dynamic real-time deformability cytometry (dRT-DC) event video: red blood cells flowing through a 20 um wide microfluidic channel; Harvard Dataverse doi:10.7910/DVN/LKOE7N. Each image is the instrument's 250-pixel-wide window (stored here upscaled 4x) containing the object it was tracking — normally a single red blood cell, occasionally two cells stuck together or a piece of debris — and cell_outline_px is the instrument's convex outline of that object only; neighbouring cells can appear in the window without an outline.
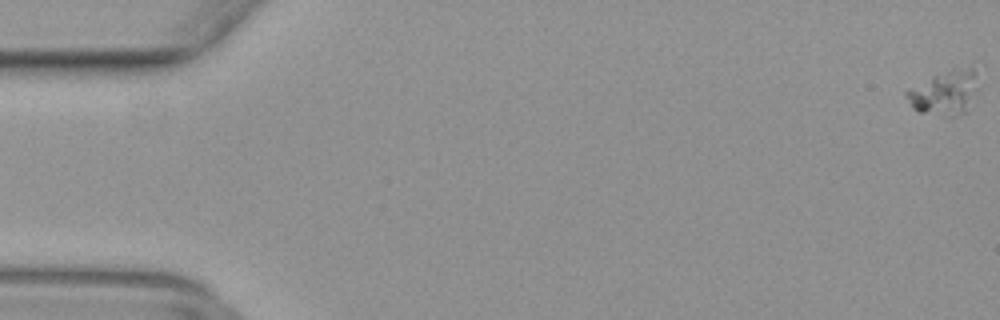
{"species": "common noctule bat (a hibernating species)", "species_latin": "Nyctalus noctula", "temperature_condition": "warm", "stored_images_in_passage": 51, "camera_frame_rate_fps": 3000, "um_per_image_px": 0.085, "animal": {"sex": "female", "body_mass_g": 29.2, "forearm_length_mm": 56.3}, "frame": {"image": 1, "passage_image": 1, "time_ms": 0.0, "image_size_px": [1000, 320], "cell_outline_px": [[980, 88], [968, 112], [956, 116], [920, 112], [912, 108], [904, 92], [932, 76], [952, 68], [972, 68], [976, 72]], "centroid_in_image_um": [80.38, 7.87], "position_along_channel_um": 4.6, "area_um2": 18.79}}
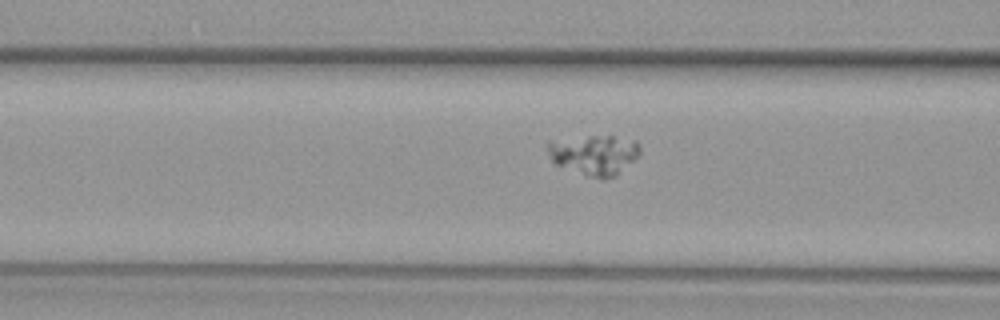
{"frame": {"image": 2, "passage_image": 21, "time_ms": 6.667, "image_size_px": [1000, 320], "cell_outline_px": [[640, 152], [616, 176], [604, 180], [600, 180], [588, 176], [556, 164], [552, 160], [548, 152], [548, 140], [588, 136], [612, 136], [636, 140], [640, 144]], "centroid_in_image_um": [50.5, 13.15], "position_along_channel_um": 116.1, "area_um2": 21.5}}
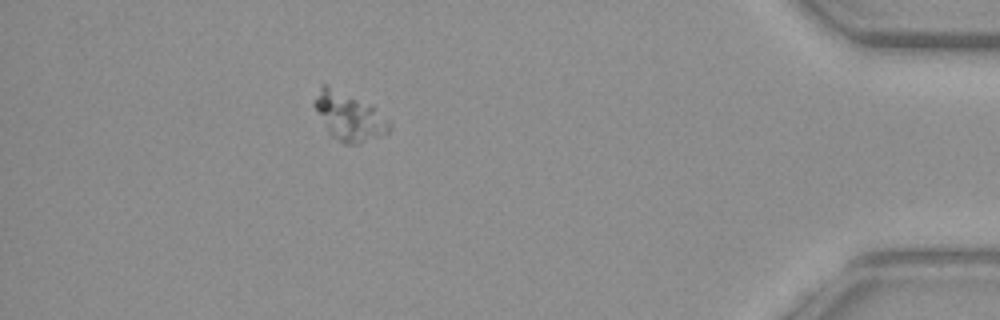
{"frame": {"image": 3, "passage_image": 46, "time_ms": 15.0, "image_size_px": [1000, 320], "cell_outline_px": [[392, 124], [388, 132], [360, 144], [344, 144], [332, 136], [328, 132], [312, 104], [320, 88], [324, 84], [372, 104]], "centroid_in_image_um": [29.68, 9.92], "position_along_channel_um": 405.5, "area_um2": 20.81}}